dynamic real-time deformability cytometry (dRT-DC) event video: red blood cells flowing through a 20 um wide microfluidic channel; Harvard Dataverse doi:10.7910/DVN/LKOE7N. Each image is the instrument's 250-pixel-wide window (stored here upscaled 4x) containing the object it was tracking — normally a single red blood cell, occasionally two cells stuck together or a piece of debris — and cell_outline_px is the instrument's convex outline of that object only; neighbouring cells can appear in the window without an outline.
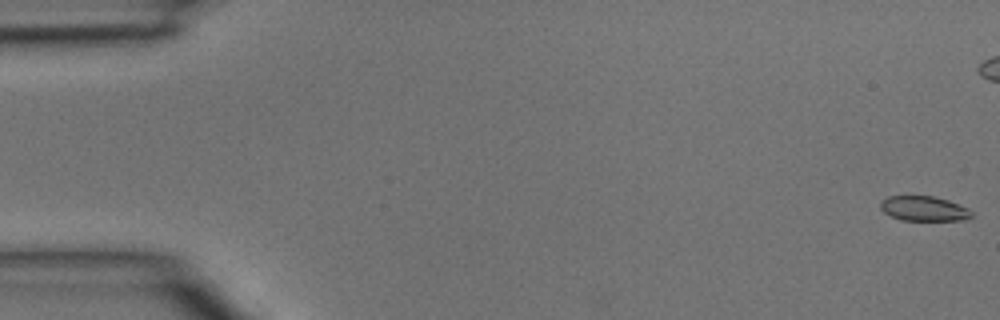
{"species": "common noctule bat (a hibernating species)", "species_latin": "Nyctalus noctula", "temperature_condition": "room temperature", "stored_images_in_passage": 6, "camera_frame_rate_fps": 3000, "um_per_image_px": 0.085, "animal": {"sex": "male", "body_mass_g": 15.6}, "frame": {"image": 1, "passage_image": 1, "time_ms": 0.0, "image_size_px": [1000, 320], "cell_outline_px": [[972, 216], [964, 220], [900, 220], [884, 212], [880, 208], [880, 204], [888, 196], [932, 196], [948, 200], [968, 208], [972, 212]], "centroid_in_image_um": [78.54, 17.73], "position_along_channel_um": 6.5, "area_um2": 13.06}}
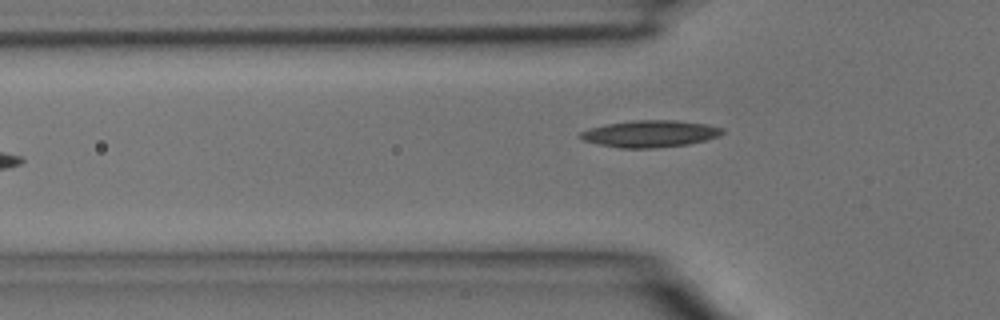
{"frame": {"image": 2, "passage_image": 5, "time_ms": 1.333, "image_size_px": [1000, 320], "cell_outline_px": [[724, 132], [720, 136], [688, 144], [652, 148], [620, 148], [600, 144], [584, 140], [580, 136], [580, 132], [592, 128], [608, 124], [632, 120], [676, 120], [708, 124], [724, 128]], "centroid_in_image_um": [55.32, 11.36], "position_along_channel_um": 70.5, "area_um2": 22.02}}